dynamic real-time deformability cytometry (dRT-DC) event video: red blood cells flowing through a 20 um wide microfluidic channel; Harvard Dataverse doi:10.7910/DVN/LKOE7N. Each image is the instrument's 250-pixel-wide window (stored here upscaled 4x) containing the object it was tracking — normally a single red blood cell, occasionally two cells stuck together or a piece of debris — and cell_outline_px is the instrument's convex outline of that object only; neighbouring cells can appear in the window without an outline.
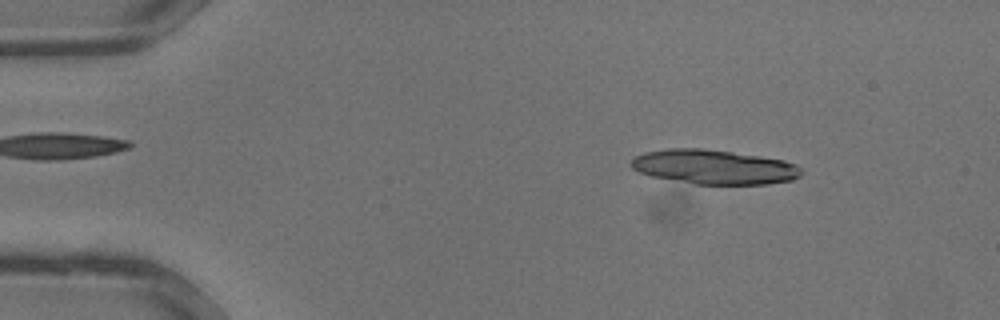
{"species": "common noctule bat (a hibernating species)", "species_latin": "Nyctalus noctula", "temperature_condition": "warm", "stored_images_in_passage": 33, "camera_frame_rate_fps": 3000, "um_per_image_px": 0.085, "animal": {"sex": "male", "body_mass_g": 13.3}, "frame": {"image": 1, "passage_image": 4, "time_ms": 1.0, "image_size_px": [1000, 320], "cell_outline_px": [[804, 172], [800, 176], [792, 180], [768, 184], [696, 184], [652, 176], [640, 172], [632, 168], [628, 164], [632, 156], [644, 152], [668, 148], [704, 148], [760, 156], [784, 160], [796, 164]], "centroid_in_image_um": [60.67, 14.18], "position_along_channel_um": 24.3, "area_um2": 34.39}}
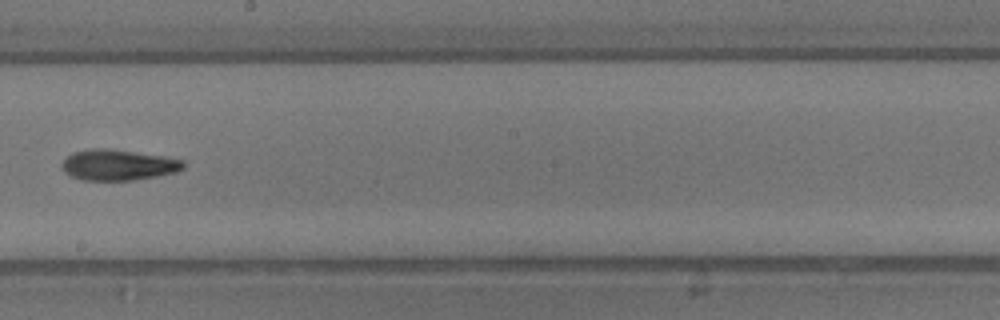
{"frame": {"image": 2, "passage_image": 19, "time_ms": 6.0, "image_size_px": [1000, 320], "cell_outline_px": [[184, 168], [176, 172], [156, 176], [132, 180], [80, 180], [64, 172], [60, 164], [72, 152], [92, 148], [104, 148], [164, 156], [184, 160]], "centroid_in_image_um": [10.02, 14.02], "position_along_channel_um": 238.2, "area_um2": 21.73}}
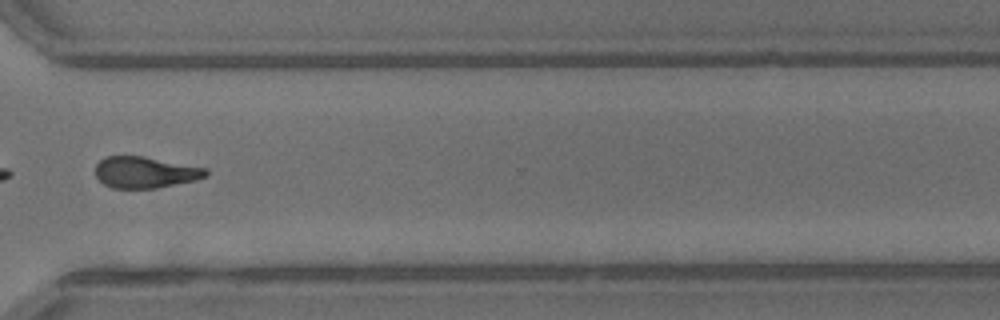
{"frame": {"image": 3, "passage_image": 25, "time_ms": 8.0, "image_size_px": [1000, 320], "cell_outline_px": [[208, 176], [196, 180], [156, 188], [112, 188], [104, 184], [96, 176], [96, 164], [104, 156], [144, 156], [208, 168]], "centroid_in_image_um": [12.36, 14.64], "position_along_channel_um": 358.2, "area_um2": 20.29}}